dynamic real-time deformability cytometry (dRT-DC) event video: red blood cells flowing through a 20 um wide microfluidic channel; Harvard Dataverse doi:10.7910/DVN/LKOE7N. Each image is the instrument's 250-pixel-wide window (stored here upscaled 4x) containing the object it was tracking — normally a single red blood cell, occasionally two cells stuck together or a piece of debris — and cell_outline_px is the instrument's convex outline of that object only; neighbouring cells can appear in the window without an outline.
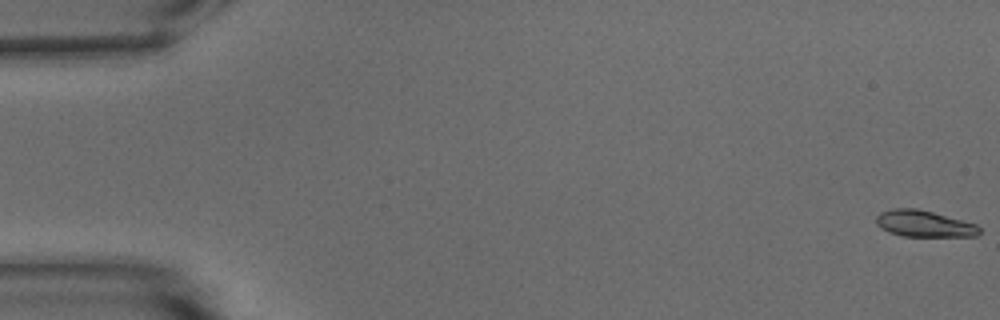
{"species": "common noctule bat (a hibernating species)", "species_latin": "Nyctalus noctula", "temperature_condition": "warm", "stored_images_in_passage": 39, "camera_frame_rate_fps": 3000, "um_per_image_px": 0.085, "animal": {"sex": "male", "body_mass_g": 15.6}, "frame": {"image": 1, "passage_image": 1, "time_ms": 0.0, "image_size_px": [1000, 320], "cell_outline_px": [[980, 232], [976, 236], [904, 236], [888, 232], [880, 228], [876, 224], [876, 216], [880, 212], [892, 208], [916, 208], [932, 212], [976, 224], [980, 228]], "centroid_in_image_um": [78.5, 19.01], "position_along_channel_um": 6.5, "area_um2": 15.84}}
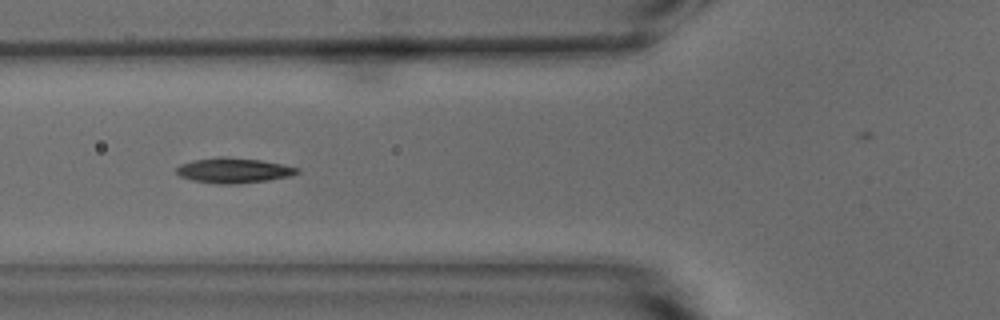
{"frame": {"image": 2, "passage_image": 21, "time_ms": 6.667, "image_size_px": [1000, 320], "cell_outline_px": [[300, 172], [288, 176], [268, 180], [232, 184], [216, 184], [192, 180], [180, 176], [176, 172], [176, 168], [180, 164], [196, 160], [220, 156], [224, 156], [260, 160], [300, 168]], "centroid_in_image_um": [19.83, 14.48], "position_along_channel_um": 106.0, "area_um2": 17.51}}
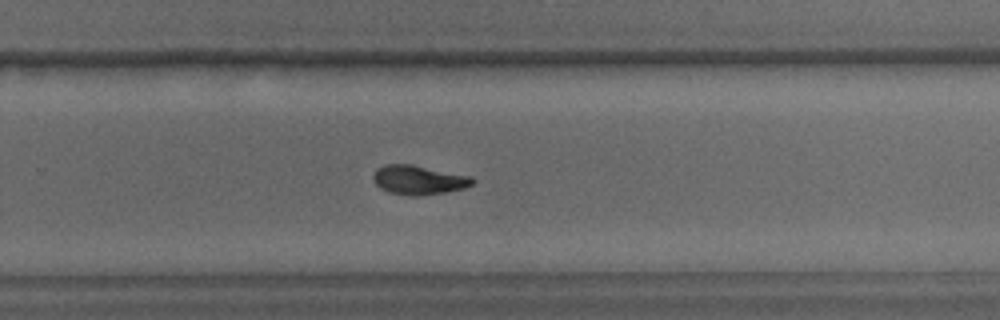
{"frame": {"image": 3, "passage_image": 36, "time_ms": 11.667, "image_size_px": [1000, 320], "cell_outline_px": [[476, 180], [472, 184], [464, 188], [444, 192], [416, 196], [388, 192], [380, 188], [372, 180], [372, 176], [376, 168], [384, 164], [412, 164], [472, 176]], "centroid_in_image_um": [35.57, 15.27], "position_along_channel_um": 294.2, "area_um2": 16.99}}